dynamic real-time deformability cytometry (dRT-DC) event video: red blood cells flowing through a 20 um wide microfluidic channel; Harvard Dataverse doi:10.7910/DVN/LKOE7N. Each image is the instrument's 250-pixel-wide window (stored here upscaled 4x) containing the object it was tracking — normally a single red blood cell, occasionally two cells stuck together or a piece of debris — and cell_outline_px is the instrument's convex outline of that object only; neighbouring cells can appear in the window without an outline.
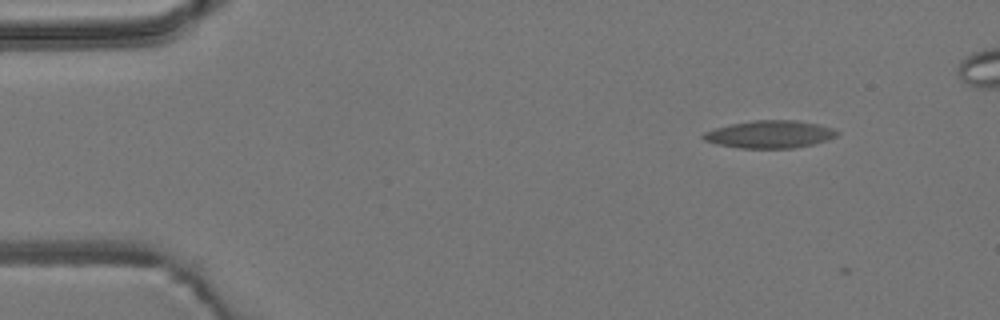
{"species": "common noctule bat (a hibernating species)", "species_latin": "Nyctalus noctula", "temperature_condition": "room temperature", "stored_images_in_passage": 4, "camera_frame_rate_fps": 3000, "um_per_image_px": 0.085, "animal": {"sex": "male", "body_mass_g": 19.2, "forearm_length_mm": 51.8}, "frame": {"image": 1, "passage_image": 2, "time_ms": 0.333, "image_size_px": [1000, 320], "cell_outline_px": [[840, 132], [836, 136], [828, 140], [796, 148], [740, 148], [716, 144], [704, 140], [700, 136], [704, 132], [716, 128], [732, 124], [752, 120], [796, 120], [816, 124], [832, 128]], "centroid_in_image_um": [65.42, 11.42], "position_along_channel_um": 19.6, "area_um2": 21.44}}